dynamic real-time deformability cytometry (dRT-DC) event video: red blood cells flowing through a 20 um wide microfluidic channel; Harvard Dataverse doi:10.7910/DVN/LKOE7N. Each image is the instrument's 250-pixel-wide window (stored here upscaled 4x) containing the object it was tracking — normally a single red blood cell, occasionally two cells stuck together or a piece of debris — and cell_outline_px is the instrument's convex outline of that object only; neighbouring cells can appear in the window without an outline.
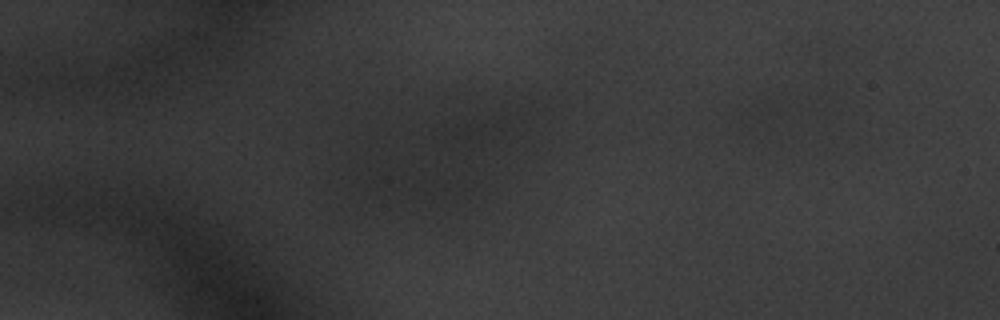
{"species": "common noctule bat (a hibernating species)", "species_latin": "Nyctalus noctula", "temperature_condition": "warm", "stored_images_in_passage": 12, "camera_frame_rate_fps": 3000, "um_per_image_px": 0.085, "animal": {"sex": "male", "body_mass_g": 20.1, "forearm_length_mm": 53.5}, "frame": {"image": 1, "passage_image": 2, "time_ms": 0.333, "image_size_px": [1000, 320], "cell_outline_px": [[824, 116], [764, 128], [748, 124], [740, 120], [748, 104], [768, 96], [820, 96], [824, 100]], "centroid_in_image_um": [66.54, 9.38], "position_along_channel_um": 18.5, "area_um2": 14.68}}